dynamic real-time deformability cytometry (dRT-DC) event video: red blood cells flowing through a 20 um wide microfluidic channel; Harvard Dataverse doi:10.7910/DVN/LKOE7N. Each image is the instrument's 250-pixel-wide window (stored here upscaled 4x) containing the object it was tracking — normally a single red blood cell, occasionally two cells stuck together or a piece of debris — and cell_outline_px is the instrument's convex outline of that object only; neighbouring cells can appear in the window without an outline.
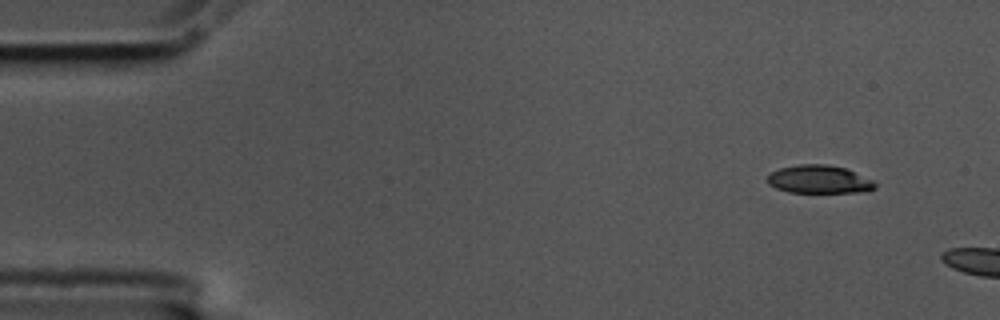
{"species": "common noctule bat (a hibernating species)", "species_latin": "Nyctalus noctula", "temperature_condition": "cold", "stored_images_in_passage": 2, "camera_frame_rate_fps": 3000, "um_per_image_px": 0.085, "animal": {"sex": "male", "body_mass_g": 17.5, "forearm_length_mm": 52.3}, "frame": {"image": 1, "passage_image": 1, "time_ms": 0.0, "image_size_px": [1000, 320], "cell_outline_px": [[876, 188], [868, 192], [788, 192], [776, 188], [768, 184], [768, 176], [772, 172], [780, 168], [796, 164], [828, 164], [844, 168], [872, 180], [876, 184]], "centroid_in_image_um": [69.62, 15.25], "position_along_channel_um": 15.4, "area_um2": 17.57}}